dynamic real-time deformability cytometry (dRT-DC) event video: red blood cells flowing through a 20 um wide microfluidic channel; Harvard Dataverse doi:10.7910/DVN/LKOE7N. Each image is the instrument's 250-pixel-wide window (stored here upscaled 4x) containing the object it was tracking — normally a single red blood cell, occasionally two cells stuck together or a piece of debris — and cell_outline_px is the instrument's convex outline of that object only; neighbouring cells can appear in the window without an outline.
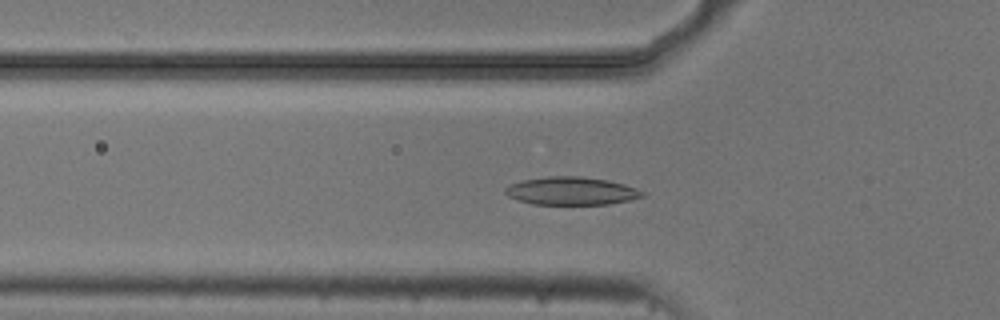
{"species": "common noctule bat (a hibernating species)", "species_latin": "Nyctalus noctula", "temperature_condition": "cold", "stored_images_in_passage": 47, "camera_frame_rate_fps": 3000, "um_per_image_px": 0.085, "animal": {"sex": "male", "body_mass_g": 20.5, "forearm_length_mm": 52.5}, "frame": {"image": 1, "passage_image": 18, "time_ms": 5.667, "image_size_px": [1000, 320], "cell_outline_px": [[648, 196], [608, 204], [532, 204], [508, 196], [504, 192], [504, 188], [520, 180], [548, 176], [580, 176], [608, 180], [624, 184], [636, 188], [644, 192]], "centroid_in_image_um": [48.58, 16.22], "position_along_channel_um": 77.2, "area_um2": 22.37}}
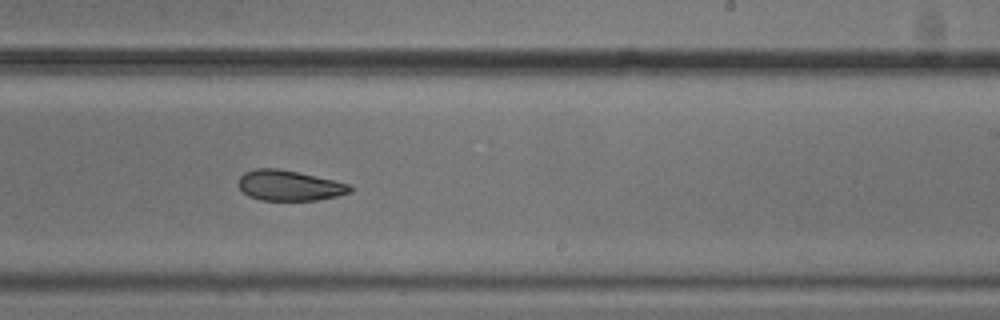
{"frame": {"image": 2, "passage_image": 33, "time_ms": 10.667, "image_size_px": [1000, 320], "cell_outline_px": [[352, 192], [336, 196], [316, 200], [260, 200], [248, 196], [240, 188], [240, 176], [244, 172], [256, 168], [276, 168], [296, 172], [352, 184]], "centroid_in_image_um": [24.61, 15.77], "position_along_channel_um": 264.4, "area_um2": 19.59}}
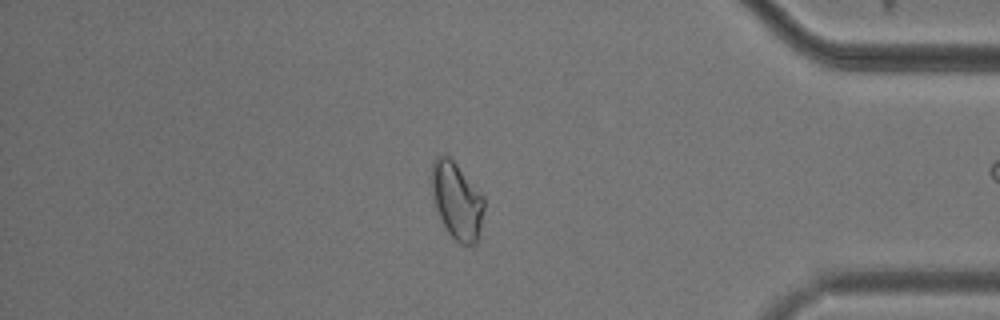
{"frame": {"image": 3, "passage_image": 46, "time_ms": 15.0, "image_size_px": [1000, 320], "cell_outline_px": [[484, 208], [480, 236], [476, 244], [460, 244], [444, 228], [436, 208], [432, 196], [432, 160], [440, 152], [448, 156], [456, 164], [484, 196]], "centroid_in_image_um": [38.83, 17.06], "position_along_channel_um": 396.4, "area_um2": 23.7}}